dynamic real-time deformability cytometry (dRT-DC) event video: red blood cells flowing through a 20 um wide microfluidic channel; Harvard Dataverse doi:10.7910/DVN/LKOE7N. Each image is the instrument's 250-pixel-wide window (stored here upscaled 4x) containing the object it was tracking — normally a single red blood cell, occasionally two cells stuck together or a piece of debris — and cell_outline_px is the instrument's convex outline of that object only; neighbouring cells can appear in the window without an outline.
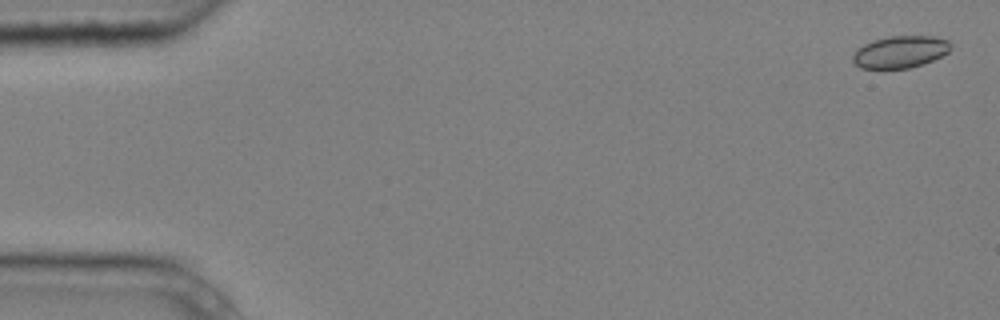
{"species": "common noctule bat (a hibernating species)", "species_latin": "Nyctalus noctula", "temperature_condition": "cold", "stored_images_in_passage": 5, "camera_frame_rate_fps": 3000, "um_per_image_px": 0.085, "animal": {"sex": "male", "body_mass_g": 20.4}, "frame": {"image": 1, "passage_image": 1, "time_ms": 0.0, "image_size_px": [1000, 320], "cell_outline_px": [[952, 48], [948, 52], [924, 64], [908, 68], [884, 72], [860, 68], [852, 60], [852, 56], [864, 44], [888, 36], [932, 36], [948, 40], [952, 44]], "centroid_in_image_um": [76.51, 4.46], "position_along_channel_um": 8.5, "area_um2": 18.79}}
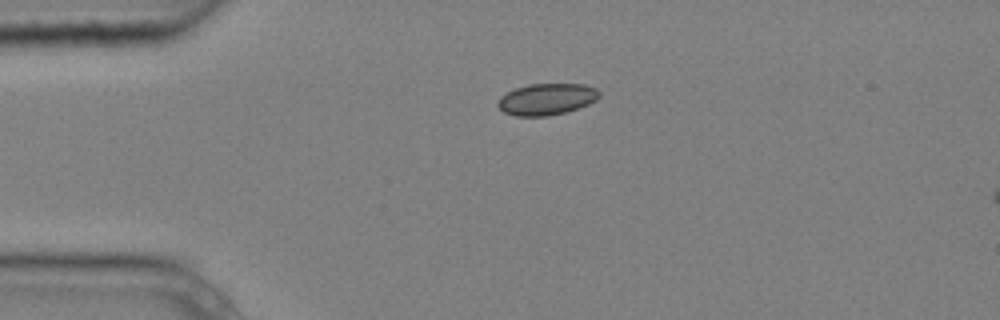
{"frame": {"image": 2, "passage_image": 4, "time_ms": 1.0, "image_size_px": [1000, 320], "cell_outline_px": [[600, 96], [596, 100], [588, 104], [564, 112], [548, 116], [516, 116], [504, 112], [496, 104], [496, 100], [500, 96], [516, 88], [528, 84], [584, 84], [596, 88], [600, 92]], "centroid_in_image_um": [46.45, 8.42], "position_along_channel_um": 38.6, "area_um2": 18.61}}